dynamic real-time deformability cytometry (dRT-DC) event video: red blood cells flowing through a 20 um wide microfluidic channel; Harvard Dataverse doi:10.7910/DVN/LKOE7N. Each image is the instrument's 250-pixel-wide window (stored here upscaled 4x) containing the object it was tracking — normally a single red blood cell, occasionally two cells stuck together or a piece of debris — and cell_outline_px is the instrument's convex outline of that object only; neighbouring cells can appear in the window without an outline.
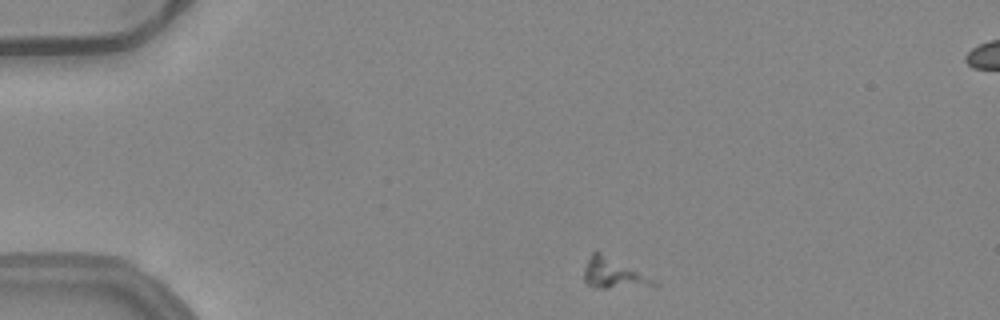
{"species": "common noctule bat (a hibernating species)", "species_latin": "Nyctalus noctula", "temperature_condition": "warm", "stored_images_in_passage": 4, "camera_frame_rate_fps": 3000, "um_per_image_px": 0.085, "animal": {"sex": "female", "body_mass_g": 24.6, "forearm_length_mm": 56.2}, "frame": {"image": 1, "passage_image": 1, "time_ms": 0.0, "image_size_px": [1000, 320], "cell_outline_px": [[660, 284], [608, 288], [592, 288], [584, 280], [584, 268], [592, 252], [600, 252], [656, 280]], "centroid_in_image_um": [52.08, 23.25], "position_along_channel_um": 32.9, "area_um2": 11.79}}